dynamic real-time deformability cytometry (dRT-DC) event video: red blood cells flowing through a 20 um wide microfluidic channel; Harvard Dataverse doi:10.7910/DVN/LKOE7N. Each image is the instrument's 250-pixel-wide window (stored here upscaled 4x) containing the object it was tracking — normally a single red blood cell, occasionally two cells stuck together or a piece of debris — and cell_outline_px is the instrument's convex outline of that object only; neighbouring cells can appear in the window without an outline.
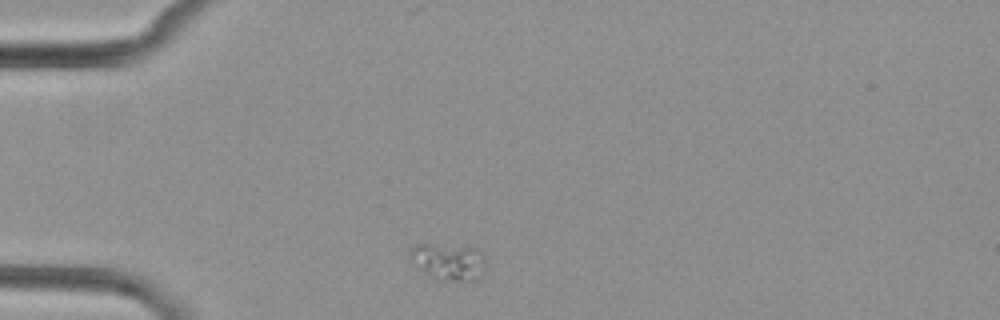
{"species": "common noctule bat (a hibernating species)", "species_latin": "Nyctalus noctula", "temperature_condition": "cold", "stored_images_in_passage": 2, "camera_frame_rate_fps": 3000, "um_per_image_px": 0.085, "animal": {"sex": "female", "body_mass_g": 29.2, "forearm_length_mm": 56.3}, "frame": {"image": 1, "passage_image": 1, "time_ms": 0.0, "image_size_px": [1000, 320], "cell_outline_px": [[488, 268], [480, 280], [436, 280], [428, 276], [408, 256], [408, 252], [416, 244], [432, 244], [476, 248], [484, 252], [488, 264]], "centroid_in_image_um": [38.22, 22.25], "position_along_channel_um": 46.8, "area_um2": 16.7}}